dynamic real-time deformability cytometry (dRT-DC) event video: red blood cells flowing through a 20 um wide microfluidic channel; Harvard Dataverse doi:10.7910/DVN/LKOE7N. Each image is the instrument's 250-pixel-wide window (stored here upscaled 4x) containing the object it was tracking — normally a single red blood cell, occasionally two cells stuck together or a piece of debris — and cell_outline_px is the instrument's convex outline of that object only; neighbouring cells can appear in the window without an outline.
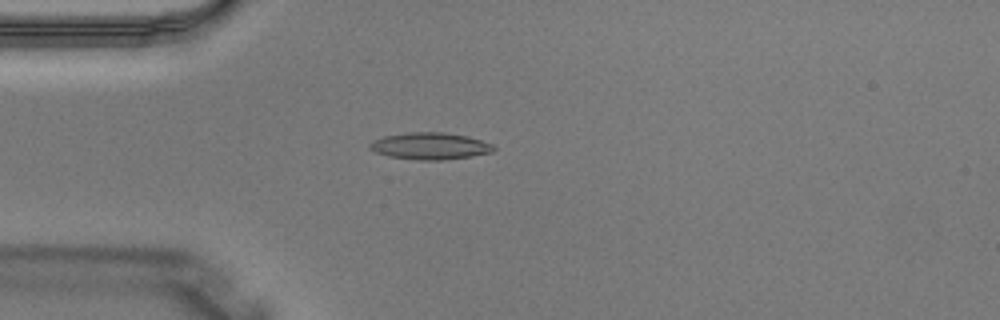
{"species": "Egyptian fruit bat (a non-hibernating species)", "species_latin": "Rousettus aegyptiacus", "temperature_condition": "warm", "stored_images_in_passage": 1, "camera_frame_rate_fps": 3000, "um_per_image_px": 0.085, "animal": {"sex": "male"}, "frame": {"image": 1, "passage_image": 1, "time_ms": 0.0, "image_size_px": [1000, 320], "cell_outline_px": [[496, 148], [492, 152], [472, 156], [440, 160], [420, 160], [388, 156], [376, 152], [368, 148], [368, 144], [372, 140], [384, 136], [408, 132], [444, 132], [468, 136], [492, 144]], "centroid_in_image_um": [36.53, 12.4], "position_along_channel_um": 48.5, "area_um2": 19.42}}